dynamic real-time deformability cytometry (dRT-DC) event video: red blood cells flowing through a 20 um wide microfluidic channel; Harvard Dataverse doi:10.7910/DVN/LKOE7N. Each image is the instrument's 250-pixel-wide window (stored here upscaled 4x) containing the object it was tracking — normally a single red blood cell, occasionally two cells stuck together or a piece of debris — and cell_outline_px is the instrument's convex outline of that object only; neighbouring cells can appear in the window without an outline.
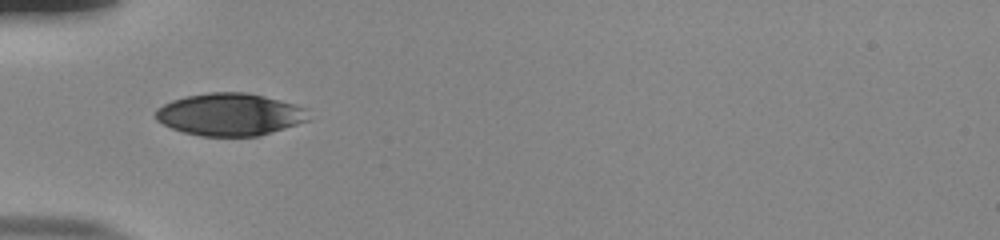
{"species": "human", "species_latin": "Homo sapiens", "temperature_condition": "room temperature", "stored_images_in_passage": 36, "camera_frame_rate_fps": 3000, "um_per_image_px": 0.085, "donor": {"sex": "male"}, "frame": {"image": 1, "passage_image": 1, "time_ms": 0.0, "image_size_px": [1000, 240], "cell_outline_px": [[308, 120], [284, 128], [256, 136], [200, 136], [184, 132], [172, 128], [156, 120], [156, 108], [172, 100], [188, 96], [208, 92], [248, 92], [296, 104], [308, 108]], "centroid_in_image_um": [19.54, 9.72], "position_along_channel_um": 65.5, "area_um2": 37.63}}
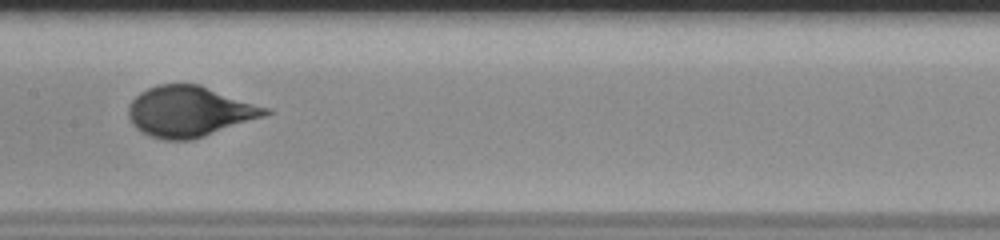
{"frame": {"image": 2, "passage_image": 11, "time_ms": 3.333, "image_size_px": [1000, 240], "cell_outline_px": [[272, 112], [264, 116], [192, 140], [164, 140], [148, 136], [140, 132], [132, 124], [128, 116], [128, 104], [140, 92], [156, 84], [200, 84], [272, 108]], "centroid_in_image_um": [16.1, 9.47], "position_along_channel_um": 191.3, "area_um2": 40.75}}
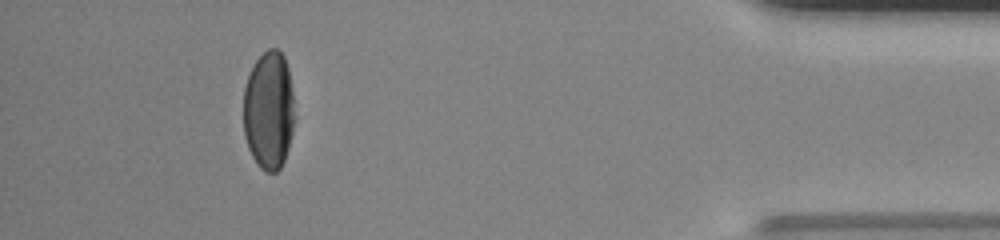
{"frame": {"image": 3, "passage_image": 32, "time_ms": 10.333, "image_size_px": [1000, 240], "cell_outline_px": [[296, 116], [288, 148], [284, 160], [280, 168], [276, 172], [264, 172], [260, 168], [252, 156], [248, 148], [244, 136], [244, 88], [248, 76], [256, 60], [268, 48], [276, 48], [284, 56], [288, 68]], "centroid_in_image_um": [22.86, 9.4], "position_along_channel_um": 412.3, "area_um2": 35.55}, "authors_computed_cell_mechanics": {"area_um2": 39.8531, "velocity_mm_per_s": 3.8546, "shape_relaxation_time_tau1_ms": 3.5225, "shape_relaxation_time_tau2_ms": null, "deformation_change_tau1": 0.1698, "deformation_change_tau2": null}}